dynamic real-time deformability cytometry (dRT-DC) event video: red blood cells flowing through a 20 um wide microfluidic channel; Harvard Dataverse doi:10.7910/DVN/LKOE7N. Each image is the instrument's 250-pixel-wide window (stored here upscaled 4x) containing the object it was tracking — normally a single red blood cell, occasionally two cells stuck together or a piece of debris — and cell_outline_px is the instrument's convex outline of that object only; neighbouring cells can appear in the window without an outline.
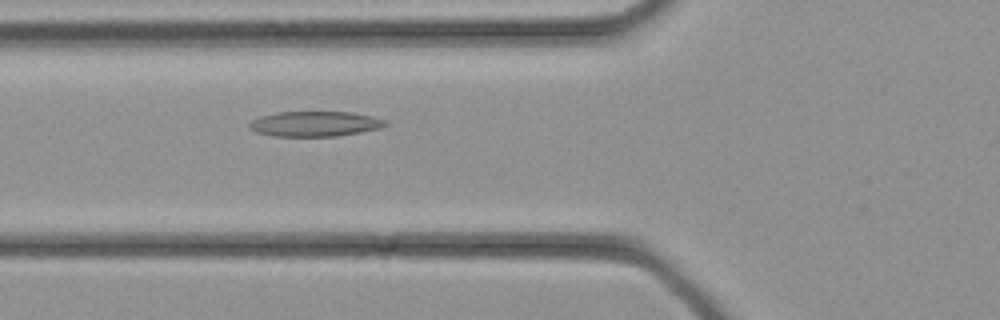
{"species": "common noctule bat (a hibernating species)", "species_latin": "Nyctalus noctula", "temperature_condition": "cold", "stored_images_in_passage": 21, "camera_frame_rate_fps": 3000, "um_per_image_px": 0.085, "animal": {"sex": "female", "body_mass_g": 21.9}, "frame": {"image": 1, "passage_image": 3, "time_ms": 0.667, "image_size_px": [1000, 320], "cell_outline_px": [[388, 124], [380, 128], [340, 136], [272, 136], [256, 132], [248, 128], [248, 124], [252, 120], [260, 116], [276, 112], [352, 112], [372, 116], [384, 120]], "centroid_in_image_um": [26.73, 10.53], "position_along_channel_um": 99.1, "area_um2": 20.0}}
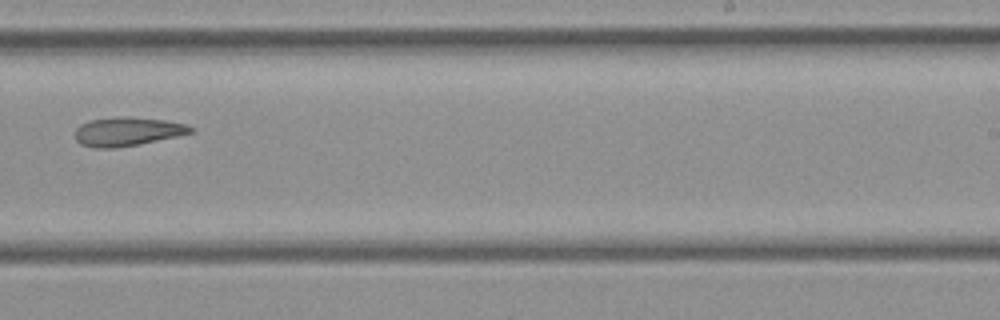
{"frame": {"image": 2, "passage_image": 12, "time_ms": 3.667, "image_size_px": [1000, 320], "cell_outline_px": [[192, 132], [176, 136], [140, 144], [116, 148], [96, 148], [80, 144], [76, 140], [76, 128], [80, 124], [92, 120], [164, 120], [184, 124], [192, 128]], "centroid_in_image_um": [10.78, 11.25], "position_along_channel_um": 278.2, "area_um2": 18.03}}
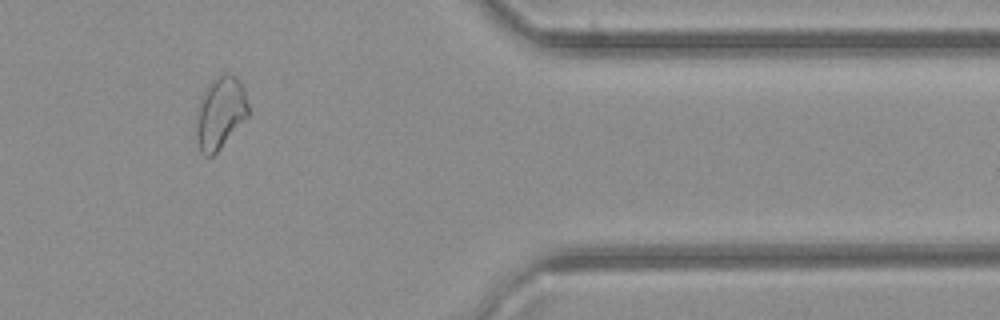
{"frame": {"image": 3, "passage_image": 19, "time_ms": 6.0, "image_size_px": [1000, 320], "cell_outline_px": [[248, 116], [220, 148], [212, 156], [204, 156], [200, 152], [196, 140], [196, 124], [200, 96], [204, 88], [220, 72], [228, 72], [236, 76], [240, 80], [244, 88], [248, 104]], "centroid_in_image_um": [18.71, 9.54], "position_along_channel_um": 392.7, "area_um2": 22.2}}